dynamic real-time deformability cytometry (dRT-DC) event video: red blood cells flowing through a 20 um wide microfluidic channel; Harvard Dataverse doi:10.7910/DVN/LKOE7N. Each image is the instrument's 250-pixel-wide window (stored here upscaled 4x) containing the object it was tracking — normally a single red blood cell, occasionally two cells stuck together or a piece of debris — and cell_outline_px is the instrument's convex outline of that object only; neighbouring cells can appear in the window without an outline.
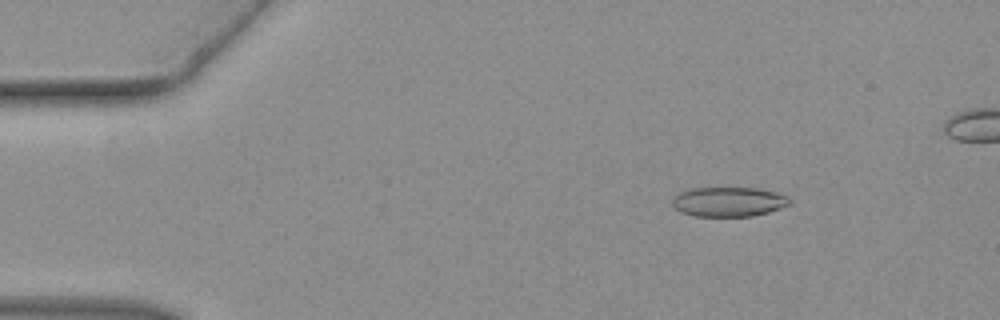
{"species": "common noctule bat (a hibernating species)", "species_latin": "Nyctalus noctula", "temperature_condition": "warm", "stored_images_in_passage": 15, "camera_frame_rate_fps": 3000, "um_per_image_px": 0.085, "animal": {"sex": "female", "body_mass_g": 19.3, "forearm_length_mm": 54.1}, "frame": {"image": 1, "passage_image": 7, "time_ms": 2.0, "image_size_px": [1000, 320], "cell_outline_px": [[792, 204], [768, 212], [752, 216], [696, 216], [680, 212], [672, 204], [672, 200], [680, 192], [692, 188], [756, 188], [776, 192], [792, 200]], "centroid_in_image_um": [61.95, 17.15], "position_along_channel_um": 23.1, "area_um2": 20.11}}